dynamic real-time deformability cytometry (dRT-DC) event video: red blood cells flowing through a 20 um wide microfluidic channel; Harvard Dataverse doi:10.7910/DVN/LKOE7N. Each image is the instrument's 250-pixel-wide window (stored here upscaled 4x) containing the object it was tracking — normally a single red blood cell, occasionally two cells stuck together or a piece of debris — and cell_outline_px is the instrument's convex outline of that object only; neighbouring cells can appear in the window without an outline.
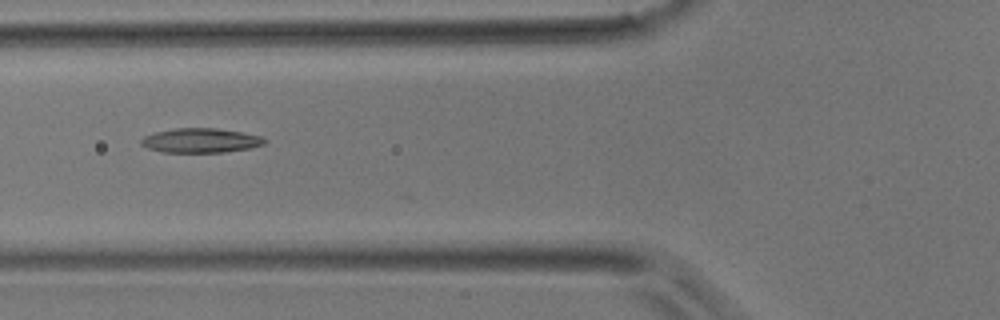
{"species": "common noctule bat (a hibernating species)", "species_latin": "Nyctalus noctula", "temperature_condition": "room temperature", "stored_images_in_passage": 7, "camera_frame_rate_fps": 3000, "um_per_image_px": 0.085, "animal": {"sex": "male", "body_mass_g": 17.9}, "frame": {"image": 1, "passage_image": 7, "time_ms": 2.0, "image_size_px": [1000, 320], "cell_outline_px": [[268, 140], [264, 144], [248, 148], [224, 152], [160, 152], [148, 148], [140, 144], [140, 140], [144, 136], [156, 132], [176, 128], [216, 128], [264, 136]], "centroid_in_image_um": [17.06, 11.94], "position_along_channel_um": 108.7, "area_um2": 17.57}}